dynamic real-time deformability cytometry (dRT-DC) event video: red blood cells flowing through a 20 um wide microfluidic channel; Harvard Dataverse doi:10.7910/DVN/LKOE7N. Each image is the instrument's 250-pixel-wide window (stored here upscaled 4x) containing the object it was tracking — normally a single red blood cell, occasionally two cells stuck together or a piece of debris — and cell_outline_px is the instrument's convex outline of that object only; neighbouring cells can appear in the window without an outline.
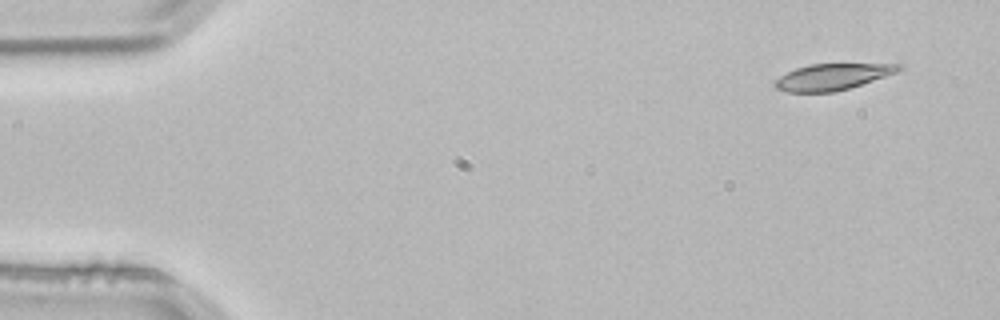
{"species": "common noctule bat (a hibernating species)", "species_latin": "Nyctalus noctula", "temperature_condition": "room temperature", "stored_images_in_passage": 3, "camera_frame_rate_fps": 3000, "um_per_image_px": 0.085, "animal": {"sex": "male", "body_mass_g": 21.5, "forearm_length_mm": 52.0}, "frame": {"image": 1, "passage_image": 1, "time_ms": 0.0, "image_size_px": [1000, 320], "cell_outline_px": [[904, 68], [896, 72], [848, 88], [832, 92], [788, 92], [776, 88], [772, 84], [780, 76], [796, 68], [808, 64], [904, 64]], "centroid_in_image_um": [70.73, 6.52], "position_along_channel_um": 14.3, "area_um2": 18.67}}
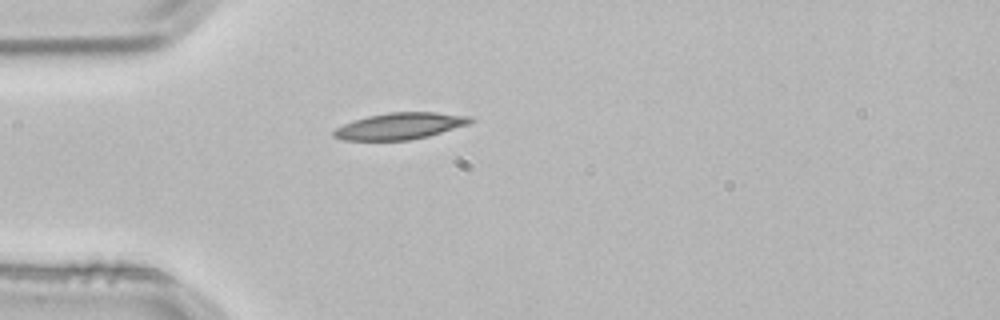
{"frame": {"image": 2, "passage_image": 3, "time_ms": 0.667, "image_size_px": [1000, 320], "cell_outline_px": [[472, 120], [468, 124], [428, 136], [408, 140], [344, 140], [332, 136], [332, 132], [336, 128], [344, 124], [368, 116], [388, 112], [436, 112], [472, 116]], "centroid_in_image_um": [33.99, 10.71], "position_along_channel_um": 51.0, "area_um2": 20.92}}